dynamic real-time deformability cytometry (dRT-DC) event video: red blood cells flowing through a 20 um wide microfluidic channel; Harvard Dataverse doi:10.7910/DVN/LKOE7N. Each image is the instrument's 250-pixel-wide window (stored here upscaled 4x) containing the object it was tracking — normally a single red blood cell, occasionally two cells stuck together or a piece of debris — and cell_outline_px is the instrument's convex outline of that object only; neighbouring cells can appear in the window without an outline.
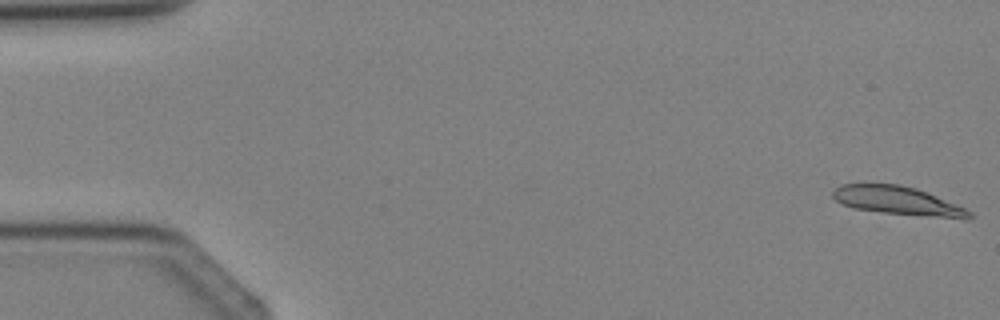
{"species": "Egyptian fruit bat (a non-hibernating species)", "species_latin": "Rousettus aegyptiacus", "temperature_condition": "cold", "stored_images_in_passage": 3, "camera_frame_rate_fps": 3000, "um_per_image_px": 0.085, "animal": {"sex": "female"}, "frame": {"image": 1, "passage_image": 3, "time_ms": 3.333, "image_size_px": [1000, 320], "cell_outline_px": [[972, 216], [968, 220], [964, 220], [884, 212], [852, 208], [836, 200], [832, 196], [832, 192], [840, 184], [900, 184], [916, 188], [956, 204], [972, 212]], "centroid_in_image_um": [76.35, 17.07], "position_along_channel_um": 8.6, "area_um2": 22.54}}